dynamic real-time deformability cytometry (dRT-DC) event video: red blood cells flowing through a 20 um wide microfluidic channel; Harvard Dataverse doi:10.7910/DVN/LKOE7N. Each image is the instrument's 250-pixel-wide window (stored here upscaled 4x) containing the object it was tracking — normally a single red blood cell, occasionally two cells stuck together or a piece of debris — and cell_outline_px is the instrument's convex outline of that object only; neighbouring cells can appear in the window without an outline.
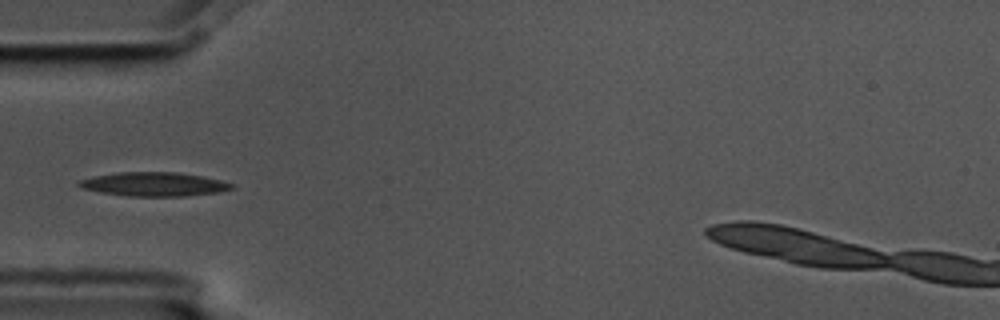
{"species": "common noctule bat (a hibernating species)", "species_latin": "Nyctalus noctula", "temperature_condition": "cold", "stored_images_in_passage": 5, "camera_frame_rate_fps": 3000, "um_per_image_px": 0.085, "animal": {"sex": "male", "body_mass_g": 17.5, "forearm_length_mm": 52.3}, "frame": {"image": 1, "passage_image": 5, "time_ms": 1.333, "image_size_px": [1000, 320], "cell_outline_px": [[236, 188], [220, 192], [184, 196], [128, 196], [100, 192], [84, 188], [76, 184], [80, 180], [96, 176], [120, 172], [176, 172], [200, 176], [220, 180], [236, 184]], "centroid_in_image_um": [13.16, 15.66], "position_along_channel_um": 71.8, "area_um2": 21.15}}